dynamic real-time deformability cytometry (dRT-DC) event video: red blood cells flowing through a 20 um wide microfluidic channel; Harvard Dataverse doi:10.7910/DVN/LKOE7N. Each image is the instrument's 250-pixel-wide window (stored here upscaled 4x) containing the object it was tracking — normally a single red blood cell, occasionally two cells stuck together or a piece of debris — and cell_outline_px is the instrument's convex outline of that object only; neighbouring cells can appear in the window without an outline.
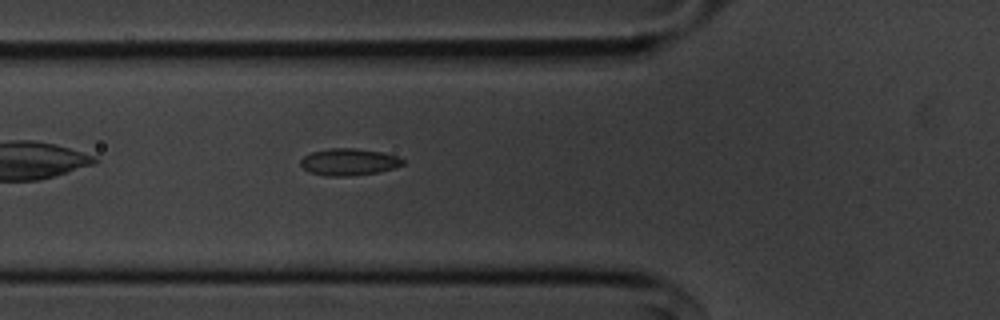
{"species": "common noctule bat (a hibernating species)", "species_latin": "Nyctalus noctula", "temperature_condition": "cold", "stored_images_in_passage": 41, "camera_frame_rate_fps": 3000, "um_per_image_px": 0.085, "animal": {"sex": "male", "body_mass_g": 20.1, "forearm_length_mm": 53.5}, "frame": {"image": 1, "passage_image": 6, "time_ms": 1.667, "image_size_px": [1000, 320], "cell_outline_px": [[404, 164], [392, 168], [376, 172], [348, 176], [324, 176], [308, 172], [300, 164], [300, 160], [304, 156], [312, 152], [328, 148], [356, 148], [380, 152], [396, 156], [404, 160]], "centroid_in_image_um": [29.6, 13.76], "position_along_channel_um": 96.2, "area_um2": 15.9}}
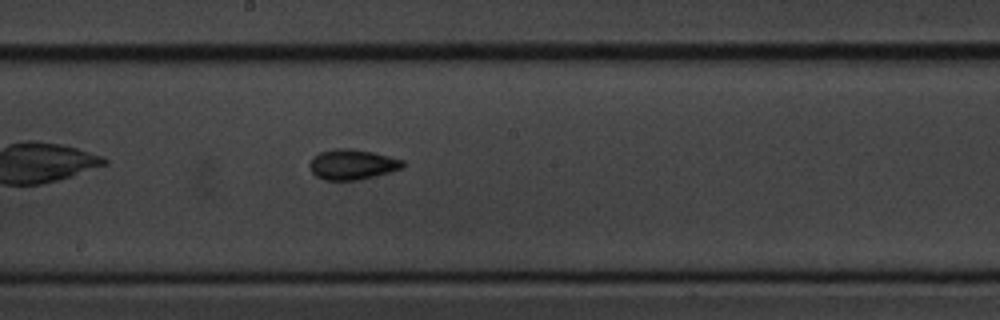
{"frame": {"image": 2, "passage_image": 16, "time_ms": 5.0, "image_size_px": [1000, 320], "cell_outline_px": [[404, 164], [400, 168], [388, 172], [356, 180], [324, 180], [316, 176], [312, 172], [308, 164], [312, 156], [320, 152], [332, 148], [352, 148], [372, 152], [404, 160]], "centroid_in_image_um": [29.87, 13.96], "position_along_channel_um": 218.3, "area_um2": 16.36}}
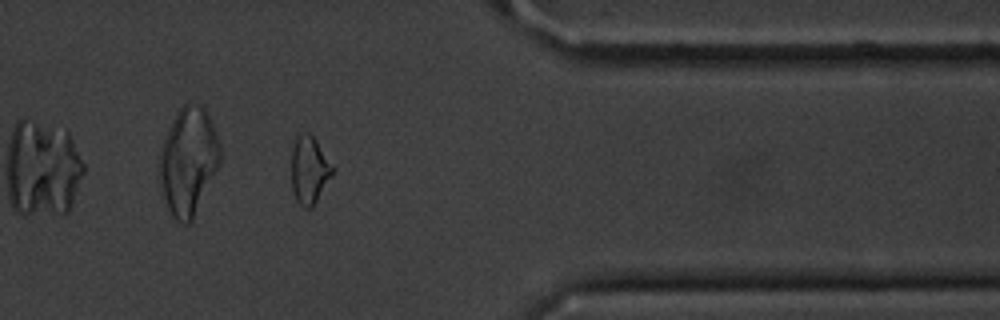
{"frame": {"image": 3, "passage_image": 31, "time_ms": 10.0, "image_size_px": [1000, 320], "cell_outline_px": [[336, 168], [332, 176], [312, 208], [304, 208], [296, 200], [292, 188], [292, 136], [296, 132], [308, 132], [316, 140]], "centroid_in_image_um": [26.29, 14.38], "position_along_channel_um": 385.1, "area_um2": 16.7}, "authors_computed_cell_mechanics": {"area_um2": 16.0684, "velocity_mm_per_s": 3.6361, "shape_relaxation_time_tau1_ms": 3.8938, "shape_relaxation_time_tau2_ms": 4.6281, "deformation_change_tau1": 0.1094, "deformation_change_tau2": 0.1063}}